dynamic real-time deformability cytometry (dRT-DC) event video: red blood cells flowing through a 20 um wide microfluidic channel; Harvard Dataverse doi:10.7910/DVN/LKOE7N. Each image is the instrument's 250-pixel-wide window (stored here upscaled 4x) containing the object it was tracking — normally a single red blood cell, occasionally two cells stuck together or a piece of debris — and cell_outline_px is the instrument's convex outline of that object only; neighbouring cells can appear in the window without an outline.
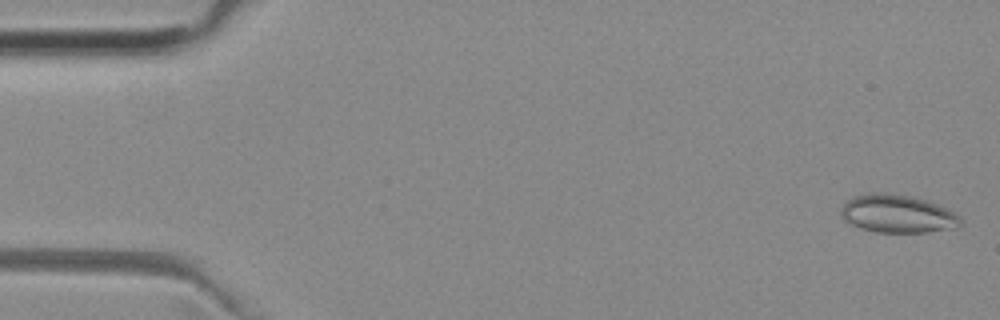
{"species": "common noctule bat (a hibernating species)", "species_latin": "Nyctalus noctula", "temperature_condition": "room temperature", "stored_images_in_passage": 7, "camera_frame_rate_fps": 3000, "um_per_image_px": 0.085, "animal": {"sex": "female", "body_mass_g": 29.2, "forearm_length_mm": 56.3}, "frame": {"image": 1, "passage_image": 1, "time_ms": 0.0, "image_size_px": [1000, 320], "cell_outline_px": [[960, 224], [956, 228], [924, 232], [876, 232], [860, 228], [844, 220], [840, 212], [840, 208], [852, 196], [868, 192], [876, 192], [912, 196], [936, 204], [960, 216]], "centroid_in_image_um": [76.23, 18.17], "position_along_channel_um": 8.8, "area_um2": 26.3}}